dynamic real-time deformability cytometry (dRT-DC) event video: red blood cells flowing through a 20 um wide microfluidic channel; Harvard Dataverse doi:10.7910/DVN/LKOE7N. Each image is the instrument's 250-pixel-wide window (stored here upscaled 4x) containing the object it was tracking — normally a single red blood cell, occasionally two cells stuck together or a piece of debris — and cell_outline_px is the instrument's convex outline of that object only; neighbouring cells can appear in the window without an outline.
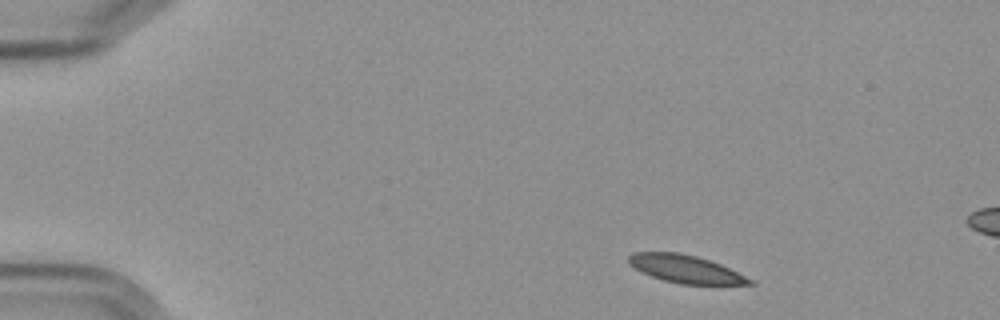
{"species": "Egyptian fruit bat (a non-hibernating species)", "species_latin": "Rousettus aegyptiacus", "temperature_condition": "cold", "stored_images_in_passage": 4, "camera_frame_rate_fps": 3000, "um_per_image_px": 0.085, "frame": {"image": 1, "passage_image": 1, "time_ms": 0.0, "image_size_px": [1000, 320], "cell_outline_px": [[756, 284], [680, 284], [664, 280], [652, 276], [628, 264], [628, 256], [632, 252], [680, 252], [696, 256], [720, 264], [752, 280]], "centroid_in_image_um": [58.23, 22.85], "position_along_channel_um": 26.8, "area_um2": 19.25}}